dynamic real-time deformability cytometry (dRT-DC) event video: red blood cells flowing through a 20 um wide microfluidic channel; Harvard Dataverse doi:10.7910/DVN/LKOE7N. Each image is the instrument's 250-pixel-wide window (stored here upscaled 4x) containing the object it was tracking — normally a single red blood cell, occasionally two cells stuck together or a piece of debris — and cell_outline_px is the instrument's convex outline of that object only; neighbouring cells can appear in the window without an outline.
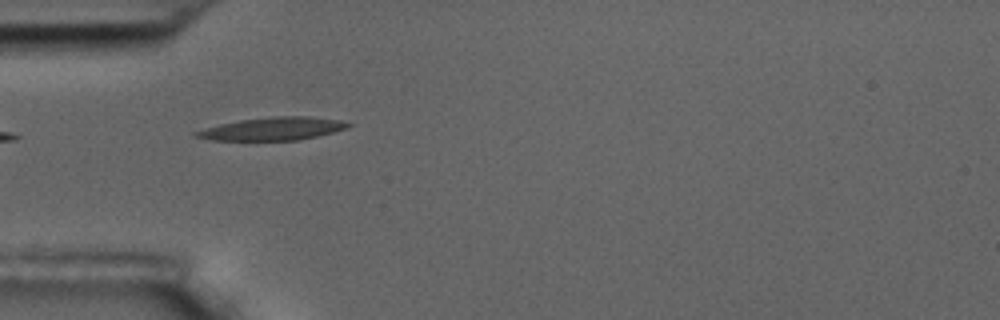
{"species": "common noctule bat (a hibernating species)", "species_latin": "Nyctalus noctula", "temperature_condition": "room temperature", "stored_images_in_passage": 6, "camera_frame_rate_fps": 3000, "um_per_image_px": 0.085, "animal": {"sex": "male", "body_mass_g": 17.5, "forearm_length_mm": 52.3}, "frame": {"image": 1, "passage_image": 3, "time_ms": 0.667, "image_size_px": [1000, 320], "cell_outline_px": [[352, 124], [348, 128], [316, 136], [296, 140], [212, 140], [192, 136], [192, 132], [204, 128], [220, 124], [240, 120], [272, 116], [308, 116], [340, 120]], "centroid_in_image_um": [23.14, 10.94], "position_along_channel_um": 61.9, "area_um2": 20.23}}
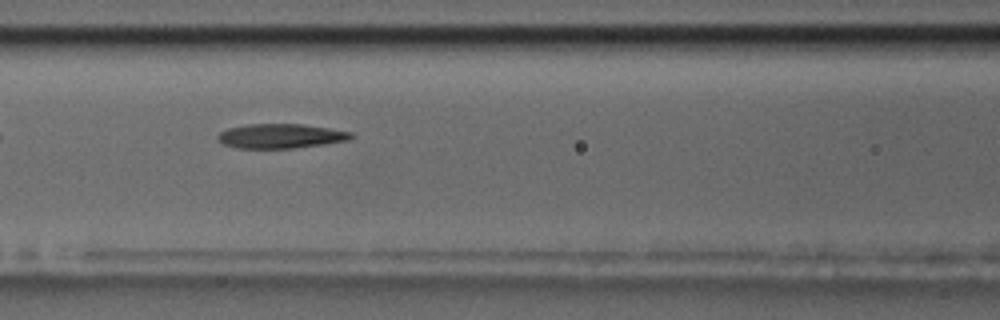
{"frame": {"image": 2, "passage_image": 5, "time_ms": 1.333, "image_size_px": [1000, 320], "cell_outline_px": [[356, 136], [348, 140], [324, 144], [292, 148], [240, 148], [224, 144], [216, 140], [216, 136], [220, 132], [228, 128], [248, 124], [300, 124], [328, 128], [352, 132]], "centroid_in_image_um": [23.85, 11.56], "position_along_channel_um": 142.7, "area_um2": 18.96}}
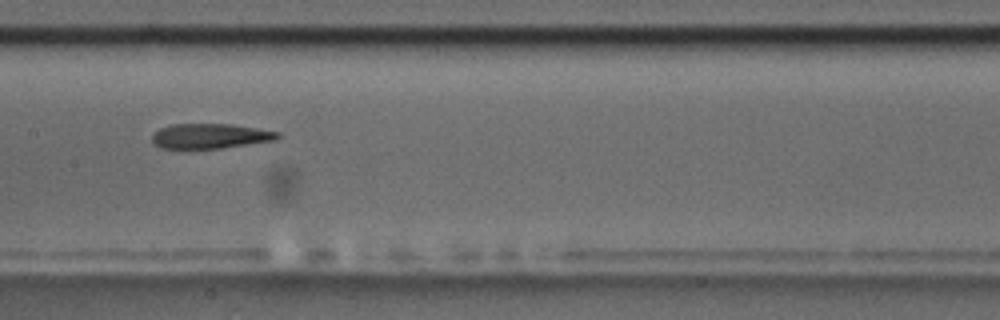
{"frame": {"image": 3, "passage_image": 6, "time_ms": 1.667, "image_size_px": [1000, 320], "cell_outline_px": [[280, 136], [276, 140], [220, 148], [184, 152], [160, 148], [152, 140], [152, 136], [160, 128], [172, 124], [232, 124], [280, 132]], "centroid_in_image_um": [17.8, 11.61], "position_along_channel_um": 189.6, "area_um2": 18.9}}